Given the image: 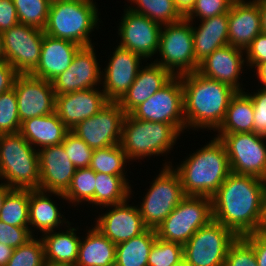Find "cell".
Segmentation results:
<instances>
[{"label": "cell", "mask_w": 266, "mask_h": 266, "mask_svg": "<svg viewBox=\"0 0 266 266\" xmlns=\"http://www.w3.org/2000/svg\"><path fill=\"white\" fill-rule=\"evenodd\" d=\"M243 237L253 247L258 266H266V234L255 232Z\"/></svg>", "instance_id": "49"}, {"label": "cell", "mask_w": 266, "mask_h": 266, "mask_svg": "<svg viewBox=\"0 0 266 266\" xmlns=\"http://www.w3.org/2000/svg\"><path fill=\"white\" fill-rule=\"evenodd\" d=\"M187 156L176 167L171 165L180 176L185 195L211 198L231 173L225 146L212 137Z\"/></svg>", "instance_id": "3"}, {"label": "cell", "mask_w": 266, "mask_h": 266, "mask_svg": "<svg viewBox=\"0 0 266 266\" xmlns=\"http://www.w3.org/2000/svg\"><path fill=\"white\" fill-rule=\"evenodd\" d=\"M115 46L101 75V88L109 102H119L123 98L143 66L142 61L146 63L135 52L121 48L118 44Z\"/></svg>", "instance_id": "16"}, {"label": "cell", "mask_w": 266, "mask_h": 266, "mask_svg": "<svg viewBox=\"0 0 266 266\" xmlns=\"http://www.w3.org/2000/svg\"><path fill=\"white\" fill-rule=\"evenodd\" d=\"M257 232L266 234V189L262 197L261 215Z\"/></svg>", "instance_id": "54"}, {"label": "cell", "mask_w": 266, "mask_h": 266, "mask_svg": "<svg viewBox=\"0 0 266 266\" xmlns=\"http://www.w3.org/2000/svg\"><path fill=\"white\" fill-rule=\"evenodd\" d=\"M19 73L7 61L0 64V94L14 87V82Z\"/></svg>", "instance_id": "50"}, {"label": "cell", "mask_w": 266, "mask_h": 266, "mask_svg": "<svg viewBox=\"0 0 266 266\" xmlns=\"http://www.w3.org/2000/svg\"><path fill=\"white\" fill-rule=\"evenodd\" d=\"M21 122L15 89L0 94V134L17 133Z\"/></svg>", "instance_id": "40"}, {"label": "cell", "mask_w": 266, "mask_h": 266, "mask_svg": "<svg viewBox=\"0 0 266 266\" xmlns=\"http://www.w3.org/2000/svg\"><path fill=\"white\" fill-rule=\"evenodd\" d=\"M62 144L69 160L77 169L90 166L93 149H91L82 139L69 131L65 135Z\"/></svg>", "instance_id": "42"}, {"label": "cell", "mask_w": 266, "mask_h": 266, "mask_svg": "<svg viewBox=\"0 0 266 266\" xmlns=\"http://www.w3.org/2000/svg\"><path fill=\"white\" fill-rule=\"evenodd\" d=\"M248 70L253 69L258 63L266 61V34L260 33L245 50Z\"/></svg>", "instance_id": "47"}, {"label": "cell", "mask_w": 266, "mask_h": 266, "mask_svg": "<svg viewBox=\"0 0 266 266\" xmlns=\"http://www.w3.org/2000/svg\"><path fill=\"white\" fill-rule=\"evenodd\" d=\"M259 12L261 16V32L266 34V0H259Z\"/></svg>", "instance_id": "55"}, {"label": "cell", "mask_w": 266, "mask_h": 266, "mask_svg": "<svg viewBox=\"0 0 266 266\" xmlns=\"http://www.w3.org/2000/svg\"><path fill=\"white\" fill-rule=\"evenodd\" d=\"M39 154V189L64 194L70 186L76 167L69 160L63 144L41 148Z\"/></svg>", "instance_id": "22"}, {"label": "cell", "mask_w": 266, "mask_h": 266, "mask_svg": "<svg viewBox=\"0 0 266 266\" xmlns=\"http://www.w3.org/2000/svg\"><path fill=\"white\" fill-rule=\"evenodd\" d=\"M108 102L101 86L100 89H84L55 96V112L72 130L78 123L97 114Z\"/></svg>", "instance_id": "21"}, {"label": "cell", "mask_w": 266, "mask_h": 266, "mask_svg": "<svg viewBox=\"0 0 266 266\" xmlns=\"http://www.w3.org/2000/svg\"><path fill=\"white\" fill-rule=\"evenodd\" d=\"M0 181L12 189H39L38 151L19 132L0 134Z\"/></svg>", "instance_id": "6"}, {"label": "cell", "mask_w": 266, "mask_h": 266, "mask_svg": "<svg viewBox=\"0 0 266 266\" xmlns=\"http://www.w3.org/2000/svg\"><path fill=\"white\" fill-rule=\"evenodd\" d=\"M245 50L226 45L216 49L199 64L197 72L202 76L225 83L237 92H244L242 73L246 71ZM246 68V69H245ZM241 79V82H239Z\"/></svg>", "instance_id": "20"}, {"label": "cell", "mask_w": 266, "mask_h": 266, "mask_svg": "<svg viewBox=\"0 0 266 266\" xmlns=\"http://www.w3.org/2000/svg\"><path fill=\"white\" fill-rule=\"evenodd\" d=\"M69 131L56 112H53L21 122L19 133L38 151L61 144Z\"/></svg>", "instance_id": "28"}, {"label": "cell", "mask_w": 266, "mask_h": 266, "mask_svg": "<svg viewBox=\"0 0 266 266\" xmlns=\"http://www.w3.org/2000/svg\"><path fill=\"white\" fill-rule=\"evenodd\" d=\"M179 77L184 92L185 130L209 129L215 132L224 120L230 99L237 91L197 71Z\"/></svg>", "instance_id": "2"}, {"label": "cell", "mask_w": 266, "mask_h": 266, "mask_svg": "<svg viewBox=\"0 0 266 266\" xmlns=\"http://www.w3.org/2000/svg\"><path fill=\"white\" fill-rule=\"evenodd\" d=\"M34 235L29 227L12 226L0 220V242L18 248L31 240Z\"/></svg>", "instance_id": "45"}, {"label": "cell", "mask_w": 266, "mask_h": 266, "mask_svg": "<svg viewBox=\"0 0 266 266\" xmlns=\"http://www.w3.org/2000/svg\"><path fill=\"white\" fill-rule=\"evenodd\" d=\"M172 162H164L154 177L138 209L147 228L156 229L175 207L186 197L179 174Z\"/></svg>", "instance_id": "7"}, {"label": "cell", "mask_w": 266, "mask_h": 266, "mask_svg": "<svg viewBox=\"0 0 266 266\" xmlns=\"http://www.w3.org/2000/svg\"><path fill=\"white\" fill-rule=\"evenodd\" d=\"M157 56L154 63L170 71L174 76L198 70L193 47L191 21L185 17L172 24L162 25Z\"/></svg>", "instance_id": "8"}, {"label": "cell", "mask_w": 266, "mask_h": 266, "mask_svg": "<svg viewBox=\"0 0 266 266\" xmlns=\"http://www.w3.org/2000/svg\"><path fill=\"white\" fill-rule=\"evenodd\" d=\"M36 237V238H35ZM44 244L39 236H34L26 244L14 248L7 266H45Z\"/></svg>", "instance_id": "39"}, {"label": "cell", "mask_w": 266, "mask_h": 266, "mask_svg": "<svg viewBox=\"0 0 266 266\" xmlns=\"http://www.w3.org/2000/svg\"><path fill=\"white\" fill-rule=\"evenodd\" d=\"M80 47L74 42L44 33L39 63L30 75L51 82L68 69Z\"/></svg>", "instance_id": "24"}, {"label": "cell", "mask_w": 266, "mask_h": 266, "mask_svg": "<svg viewBox=\"0 0 266 266\" xmlns=\"http://www.w3.org/2000/svg\"><path fill=\"white\" fill-rule=\"evenodd\" d=\"M20 122L55 112L52 83L30 74H19L14 82Z\"/></svg>", "instance_id": "18"}, {"label": "cell", "mask_w": 266, "mask_h": 266, "mask_svg": "<svg viewBox=\"0 0 266 266\" xmlns=\"http://www.w3.org/2000/svg\"><path fill=\"white\" fill-rule=\"evenodd\" d=\"M118 27L121 48L140 55L146 62L157 55L162 25L124 7ZM152 57V58H151Z\"/></svg>", "instance_id": "15"}, {"label": "cell", "mask_w": 266, "mask_h": 266, "mask_svg": "<svg viewBox=\"0 0 266 266\" xmlns=\"http://www.w3.org/2000/svg\"><path fill=\"white\" fill-rule=\"evenodd\" d=\"M45 266H76L75 264H65V263H46Z\"/></svg>", "instance_id": "58"}, {"label": "cell", "mask_w": 266, "mask_h": 266, "mask_svg": "<svg viewBox=\"0 0 266 266\" xmlns=\"http://www.w3.org/2000/svg\"><path fill=\"white\" fill-rule=\"evenodd\" d=\"M130 160L121 148L120 144L103 149L93 150L90 168L96 173H103L117 176H128L127 164Z\"/></svg>", "instance_id": "36"}, {"label": "cell", "mask_w": 266, "mask_h": 266, "mask_svg": "<svg viewBox=\"0 0 266 266\" xmlns=\"http://www.w3.org/2000/svg\"><path fill=\"white\" fill-rule=\"evenodd\" d=\"M96 173L90 168H78L72 177L70 186L63 194L73 207L81 204L94 205Z\"/></svg>", "instance_id": "37"}, {"label": "cell", "mask_w": 266, "mask_h": 266, "mask_svg": "<svg viewBox=\"0 0 266 266\" xmlns=\"http://www.w3.org/2000/svg\"><path fill=\"white\" fill-rule=\"evenodd\" d=\"M183 258V245L156 238L148 257V266H171Z\"/></svg>", "instance_id": "41"}, {"label": "cell", "mask_w": 266, "mask_h": 266, "mask_svg": "<svg viewBox=\"0 0 266 266\" xmlns=\"http://www.w3.org/2000/svg\"><path fill=\"white\" fill-rule=\"evenodd\" d=\"M87 230L81 237L76 266H114L116 244L96 227Z\"/></svg>", "instance_id": "30"}, {"label": "cell", "mask_w": 266, "mask_h": 266, "mask_svg": "<svg viewBox=\"0 0 266 266\" xmlns=\"http://www.w3.org/2000/svg\"><path fill=\"white\" fill-rule=\"evenodd\" d=\"M171 266H192L184 258H181L177 263Z\"/></svg>", "instance_id": "57"}, {"label": "cell", "mask_w": 266, "mask_h": 266, "mask_svg": "<svg viewBox=\"0 0 266 266\" xmlns=\"http://www.w3.org/2000/svg\"><path fill=\"white\" fill-rule=\"evenodd\" d=\"M14 248L0 242V266H7L13 254Z\"/></svg>", "instance_id": "53"}, {"label": "cell", "mask_w": 266, "mask_h": 266, "mask_svg": "<svg viewBox=\"0 0 266 266\" xmlns=\"http://www.w3.org/2000/svg\"><path fill=\"white\" fill-rule=\"evenodd\" d=\"M175 76L154 62L142 66L128 92L118 102L128 115L151 95L162 89Z\"/></svg>", "instance_id": "26"}, {"label": "cell", "mask_w": 266, "mask_h": 266, "mask_svg": "<svg viewBox=\"0 0 266 266\" xmlns=\"http://www.w3.org/2000/svg\"><path fill=\"white\" fill-rule=\"evenodd\" d=\"M29 199V189H12L3 202L0 220L12 226L29 227Z\"/></svg>", "instance_id": "35"}, {"label": "cell", "mask_w": 266, "mask_h": 266, "mask_svg": "<svg viewBox=\"0 0 266 266\" xmlns=\"http://www.w3.org/2000/svg\"><path fill=\"white\" fill-rule=\"evenodd\" d=\"M73 222L57 232L43 233L40 237L44 244L46 263L76 264L81 236L77 235L78 227H72Z\"/></svg>", "instance_id": "29"}, {"label": "cell", "mask_w": 266, "mask_h": 266, "mask_svg": "<svg viewBox=\"0 0 266 266\" xmlns=\"http://www.w3.org/2000/svg\"><path fill=\"white\" fill-rule=\"evenodd\" d=\"M252 100L254 109V132L266 136V89L245 92Z\"/></svg>", "instance_id": "46"}, {"label": "cell", "mask_w": 266, "mask_h": 266, "mask_svg": "<svg viewBox=\"0 0 266 266\" xmlns=\"http://www.w3.org/2000/svg\"><path fill=\"white\" fill-rule=\"evenodd\" d=\"M130 115L139 120L168 123L180 134L186 133L181 78L175 76L162 89L137 106Z\"/></svg>", "instance_id": "12"}, {"label": "cell", "mask_w": 266, "mask_h": 266, "mask_svg": "<svg viewBox=\"0 0 266 266\" xmlns=\"http://www.w3.org/2000/svg\"><path fill=\"white\" fill-rule=\"evenodd\" d=\"M266 180L231 172L211 197L213 219L237 237L258 231Z\"/></svg>", "instance_id": "1"}, {"label": "cell", "mask_w": 266, "mask_h": 266, "mask_svg": "<svg viewBox=\"0 0 266 266\" xmlns=\"http://www.w3.org/2000/svg\"><path fill=\"white\" fill-rule=\"evenodd\" d=\"M253 71L254 73L256 72V78L258 80V84H261V86H259L262 89H266V61L258 63L255 67H254Z\"/></svg>", "instance_id": "51"}, {"label": "cell", "mask_w": 266, "mask_h": 266, "mask_svg": "<svg viewBox=\"0 0 266 266\" xmlns=\"http://www.w3.org/2000/svg\"><path fill=\"white\" fill-rule=\"evenodd\" d=\"M12 190L11 187L6 184L0 183V210L2 208L3 202L6 198V195Z\"/></svg>", "instance_id": "56"}, {"label": "cell", "mask_w": 266, "mask_h": 266, "mask_svg": "<svg viewBox=\"0 0 266 266\" xmlns=\"http://www.w3.org/2000/svg\"><path fill=\"white\" fill-rule=\"evenodd\" d=\"M156 238L155 229L147 228L140 235L117 244L114 266H148V257Z\"/></svg>", "instance_id": "33"}, {"label": "cell", "mask_w": 266, "mask_h": 266, "mask_svg": "<svg viewBox=\"0 0 266 266\" xmlns=\"http://www.w3.org/2000/svg\"><path fill=\"white\" fill-rule=\"evenodd\" d=\"M237 236L212 219L183 245V258L192 266H224L230 244Z\"/></svg>", "instance_id": "10"}, {"label": "cell", "mask_w": 266, "mask_h": 266, "mask_svg": "<svg viewBox=\"0 0 266 266\" xmlns=\"http://www.w3.org/2000/svg\"><path fill=\"white\" fill-rule=\"evenodd\" d=\"M213 219L210 197L186 196L155 229L158 238L184 245Z\"/></svg>", "instance_id": "9"}, {"label": "cell", "mask_w": 266, "mask_h": 266, "mask_svg": "<svg viewBox=\"0 0 266 266\" xmlns=\"http://www.w3.org/2000/svg\"><path fill=\"white\" fill-rule=\"evenodd\" d=\"M44 31L22 23L1 33L5 61L19 74H30L38 65Z\"/></svg>", "instance_id": "13"}, {"label": "cell", "mask_w": 266, "mask_h": 266, "mask_svg": "<svg viewBox=\"0 0 266 266\" xmlns=\"http://www.w3.org/2000/svg\"><path fill=\"white\" fill-rule=\"evenodd\" d=\"M229 45L246 50L261 33L259 0H234L228 12Z\"/></svg>", "instance_id": "23"}, {"label": "cell", "mask_w": 266, "mask_h": 266, "mask_svg": "<svg viewBox=\"0 0 266 266\" xmlns=\"http://www.w3.org/2000/svg\"><path fill=\"white\" fill-rule=\"evenodd\" d=\"M180 133L168 123L152 122L133 118L126 115L120 146L130 162L146 157H157L171 154Z\"/></svg>", "instance_id": "5"}, {"label": "cell", "mask_w": 266, "mask_h": 266, "mask_svg": "<svg viewBox=\"0 0 266 266\" xmlns=\"http://www.w3.org/2000/svg\"><path fill=\"white\" fill-rule=\"evenodd\" d=\"M234 0H196L194 7L185 16V18L191 22H198L229 12L231 4ZM197 18V21L194 19Z\"/></svg>", "instance_id": "44"}, {"label": "cell", "mask_w": 266, "mask_h": 266, "mask_svg": "<svg viewBox=\"0 0 266 266\" xmlns=\"http://www.w3.org/2000/svg\"><path fill=\"white\" fill-rule=\"evenodd\" d=\"M18 15L13 0H0V33L18 24Z\"/></svg>", "instance_id": "48"}, {"label": "cell", "mask_w": 266, "mask_h": 266, "mask_svg": "<svg viewBox=\"0 0 266 266\" xmlns=\"http://www.w3.org/2000/svg\"><path fill=\"white\" fill-rule=\"evenodd\" d=\"M52 195L66 202V198L62 193L47 192L40 189L30 190L29 228L34 236H36L34 234L35 231L37 234L40 232L42 235L55 229L60 230L62 226L65 228L70 223L60 211L61 209L57 206V202L55 203L51 199Z\"/></svg>", "instance_id": "25"}, {"label": "cell", "mask_w": 266, "mask_h": 266, "mask_svg": "<svg viewBox=\"0 0 266 266\" xmlns=\"http://www.w3.org/2000/svg\"><path fill=\"white\" fill-rule=\"evenodd\" d=\"M126 115L118 102H108L97 114L70 131L93 150L107 148L120 144Z\"/></svg>", "instance_id": "14"}, {"label": "cell", "mask_w": 266, "mask_h": 266, "mask_svg": "<svg viewBox=\"0 0 266 266\" xmlns=\"http://www.w3.org/2000/svg\"><path fill=\"white\" fill-rule=\"evenodd\" d=\"M224 266H258L254 249L243 236L230 244Z\"/></svg>", "instance_id": "43"}, {"label": "cell", "mask_w": 266, "mask_h": 266, "mask_svg": "<svg viewBox=\"0 0 266 266\" xmlns=\"http://www.w3.org/2000/svg\"><path fill=\"white\" fill-rule=\"evenodd\" d=\"M94 0H52L45 34L82 46L94 45L92 32L100 29V12Z\"/></svg>", "instance_id": "4"}, {"label": "cell", "mask_w": 266, "mask_h": 266, "mask_svg": "<svg viewBox=\"0 0 266 266\" xmlns=\"http://www.w3.org/2000/svg\"><path fill=\"white\" fill-rule=\"evenodd\" d=\"M129 200L99 208L101 211L103 208L108 209L105 213L98 214L94 220L93 226L116 245L140 235L147 229L138 206L130 205Z\"/></svg>", "instance_id": "19"}, {"label": "cell", "mask_w": 266, "mask_h": 266, "mask_svg": "<svg viewBox=\"0 0 266 266\" xmlns=\"http://www.w3.org/2000/svg\"><path fill=\"white\" fill-rule=\"evenodd\" d=\"M127 176L96 172L94 207L116 205L131 199L132 185Z\"/></svg>", "instance_id": "32"}, {"label": "cell", "mask_w": 266, "mask_h": 266, "mask_svg": "<svg viewBox=\"0 0 266 266\" xmlns=\"http://www.w3.org/2000/svg\"><path fill=\"white\" fill-rule=\"evenodd\" d=\"M95 46H82L68 69L51 81L55 96L84 89L100 88L102 69Z\"/></svg>", "instance_id": "17"}, {"label": "cell", "mask_w": 266, "mask_h": 266, "mask_svg": "<svg viewBox=\"0 0 266 266\" xmlns=\"http://www.w3.org/2000/svg\"><path fill=\"white\" fill-rule=\"evenodd\" d=\"M218 134L254 132V109L251 98L236 92L230 99L224 120L215 131Z\"/></svg>", "instance_id": "31"}, {"label": "cell", "mask_w": 266, "mask_h": 266, "mask_svg": "<svg viewBox=\"0 0 266 266\" xmlns=\"http://www.w3.org/2000/svg\"><path fill=\"white\" fill-rule=\"evenodd\" d=\"M215 137L225 146L231 172L266 180V136L246 132Z\"/></svg>", "instance_id": "11"}, {"label": "cell", "mask_w": 266, "mask_h": 266, "mask_svg": "<svg viewBox=\"0 0 266 266\" xmlns=\"http://www.w3.org/2000/svg\"><path fill=\"white\" fill-rule=\"evenodd\" d=\"M52 0H13L19 23L44 30Z\"/></svg>", "instance_id": "38"}, {"label": "cell", "mask_w": 266, "mask_h": 266, "mask_svg": "<svg viewBox=\"0 0 266 266\" xmlns=\"http://www.w3.org/2000/svg\"><path fill=\"white\" fill-rule=\"evenodd\" d=\"M196 0H174L176 8L185 17L194 7Z\"/></svg>", "instance_id": "52"}, {"label": "cell", "mask_w": 266, "mask_h": 266, "mask_svg": "<svg viewBox=\"0 0 266 266\" xmlns=\"http://www.w3.org/2000/svg\"><path fill=\"white\" fill-rule=\"evenodd\" d=\"M128 3H131L130 6H124L160 25L176 23L184 18L176 8L174 0H130Z\"/></svg>", "instance_id": "34"}, {"label": "cell", "mask_w": 266, "mask_h": 266, "mask_svg": "<svg viewBox=\"0 0 266 266\" xmlns=\"http://www.w3.org/2000/svg\"><path fill=\"white\" fill-rule=\"evenodd\" d=\"M3 62H5V58L2 50L1 33H0V64H2Z\"/></svg>", "instance_id": "59"}, {"label": "cell", "mask_w": 266, "mask_h": 266, "mask_svg": "<svg viewBox=\"0 0 266 266\" xmlns=\"http://www.w3.org/2000/svg\"><path fill=\"white\" fill-rule=\"evenodd\" d=\"M196 22H191L195 61L200 64L216 49L229 44L228 13L220 14ZM194 25V26H193Z\"/></svg>", "instance_id": "27"}]
</instances>
